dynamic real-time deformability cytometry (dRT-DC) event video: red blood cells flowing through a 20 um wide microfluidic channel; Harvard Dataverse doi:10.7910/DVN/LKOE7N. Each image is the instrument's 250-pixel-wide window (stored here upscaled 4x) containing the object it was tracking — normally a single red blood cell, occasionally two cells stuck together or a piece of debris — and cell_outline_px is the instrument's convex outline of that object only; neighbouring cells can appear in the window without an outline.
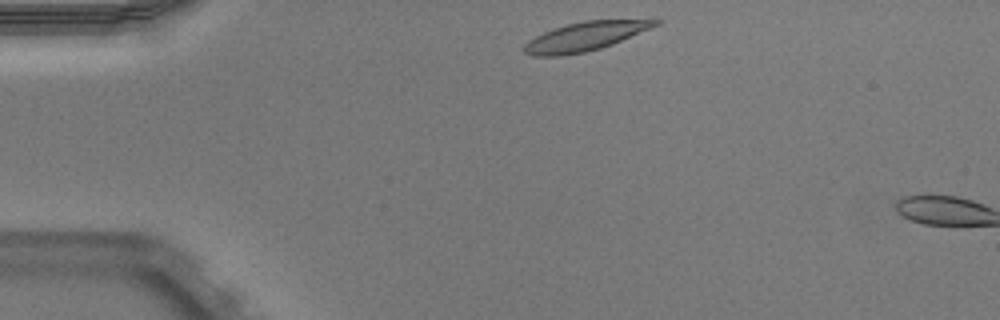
{"species": "Egyptian fruit bat (a non-hibernating species)", "species_latin": "Rousettus aegyptiacus", "temperature_condition": "warm", "stored_images_in_passage": 18, "camera_frame_rate_fps": 3000, "um_per_image_px": 0.085, "animal": {"sex": "male"}, "frame": {"image": 1, "passage_image": 18, "time_ms": 5.667, "image_size_px": [1000, 320], "cell_outline_px": [[664, 20], [660, 24], [612, 44], [600, 48], [584, 52], [560, 56], [532, 56], [524, 52], [524, 44], [528, 40], [552, 28], [584, 20], [656, 16]], "centroid_in_image_um": [49.91, 3.02], "position_along_channel_um": 35.1, "area_um2": 22.95}}